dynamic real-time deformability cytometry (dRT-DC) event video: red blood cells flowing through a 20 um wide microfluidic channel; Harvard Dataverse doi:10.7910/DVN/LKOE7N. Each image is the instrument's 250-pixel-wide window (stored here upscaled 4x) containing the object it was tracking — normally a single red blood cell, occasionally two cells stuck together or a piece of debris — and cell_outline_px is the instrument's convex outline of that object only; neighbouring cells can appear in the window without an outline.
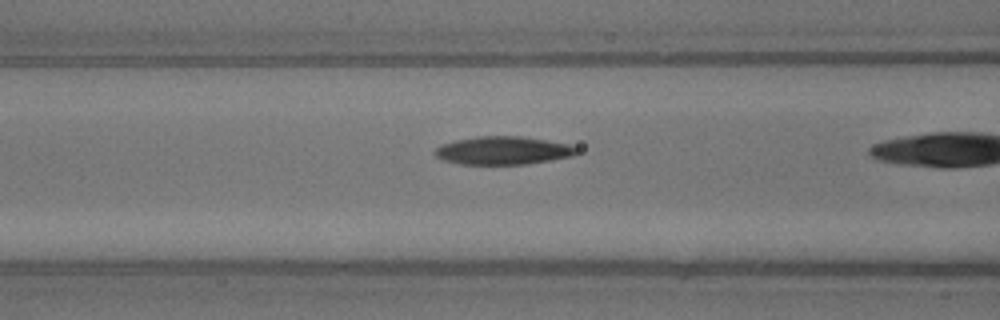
{"species": "common noctule bat (a hibernating species)", "species_latin": "Nyctalus noctula", "temperature_condition": "warm", "stored_images_in_passage": 22, "camera_frame_rate_fps": 3000, "um_per_image_px": 0.085, "animal": {"sex": "male", "body_mass_g": 13.3}, "frame": {"image": 1, "passage_image": 7, "time_ms": 2.0, "image_size_px": [1000, 320], "cell_outline_px": [[580, 152], [572, 156], [552, 160], [528, 164], [460, 164], [444, 160], [436, 156], [436, 148], [444, 144], [456, 140], [476, 136], [520, 136], [568, 144], [580, 148]], "centroid_in_image_um": [42.82, 12.8], "position_along_channel_um": 123.8, "area_um2": 23.12}}
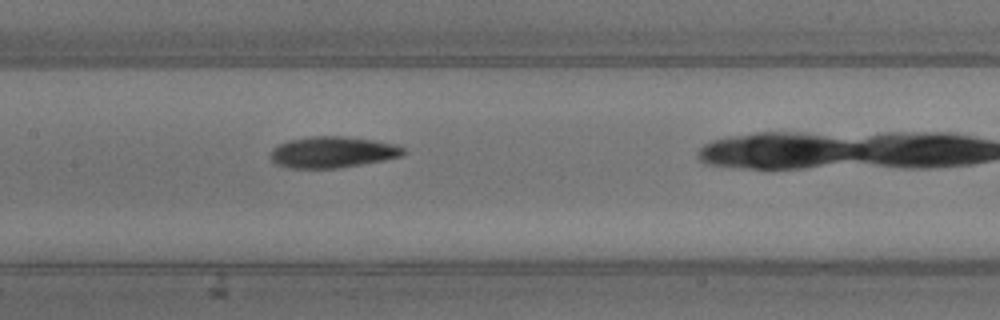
{"frame": {"image": 2, "passage_image": 10, "time_ms": 3.0, "image_size_px": [1000, 320], "cell_outline_px": [[408, 152], [400, 156], [384, 160], [340, 168], [288, 168], [276, 164], [272, 160], [272, 148], [288, 140], [312, 136], [344, 136], [372, 140], [396, 144], [404, 148]], "centroid_in_image_um": [28.29, 12.93], "position_along_channel_um": 179.1, "area_um2": 24.16}}
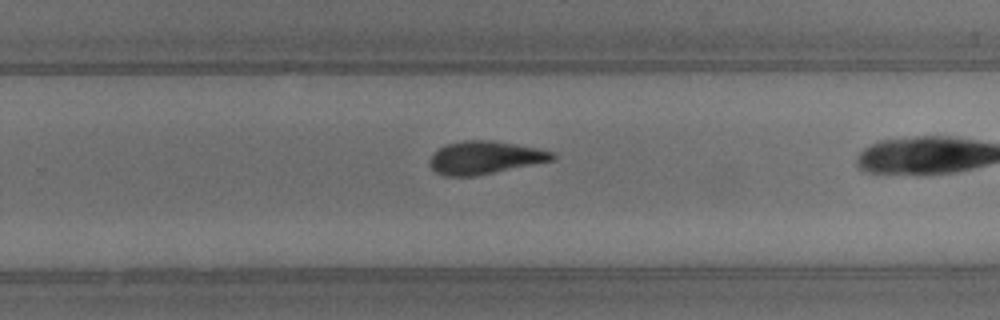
{"frame": {"image": 3, "passage_image": 16, "time_ms": 5.0, "image_size_px": [1000, 320], "cell_outline_px": [[556, 156], [552, 160], [476, 176], [444, 176], [436, 172], [428, 164], [428, 160], [432, 152], [444, 144], [464, 140], [492, 140], [516, 144], [536, 148], [552, 152]], "centroid_in_image_um": [41.12, 13.39], "position_along_channel_um": 288.7, "area_um2": 23.58}}